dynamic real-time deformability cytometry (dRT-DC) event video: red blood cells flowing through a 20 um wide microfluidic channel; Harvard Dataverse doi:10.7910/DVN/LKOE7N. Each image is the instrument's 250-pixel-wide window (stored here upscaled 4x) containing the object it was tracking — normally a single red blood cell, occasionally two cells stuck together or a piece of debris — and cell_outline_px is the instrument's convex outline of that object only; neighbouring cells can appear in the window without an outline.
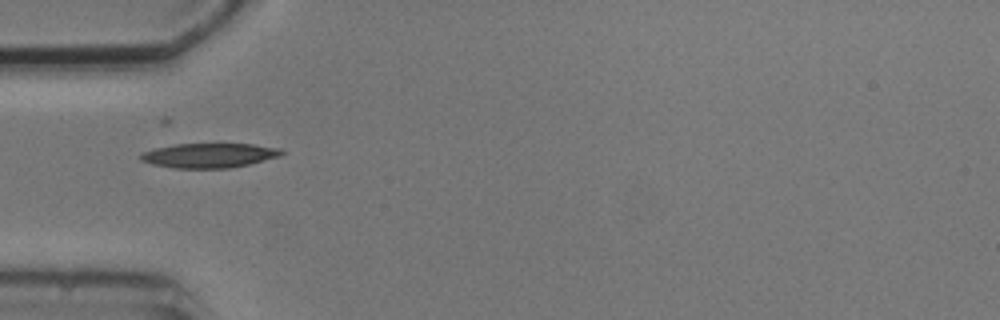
{"species": "common noctule bat (a hibernating species)", "species_latin": "Nyctalus noctula", "temperature_condition": "cold", "stored_images_in_passage": 8, "camera_frame_rate_fps": 3000, "um_per_image_px": 0.085, "animal": {"sex": "male", "body_mass_g": 20.5, "forearm_length_mm": 52.5}, "frame": {"image": 1, "passage_image": 3, "time_ms": 2.333, "image_size_px": [1000, 320], "cell_outline_px": [[284, 152], [280, 156], [248, 164], [228, 168], [172, 168], [152, 164], [140, 160], [140, 152], [156, 148], [176, 144], [252, 144], [280, 148]], "centroid_in_image_um": [17.75, 13.21], "position_along_channel_um": 67.3, "area_um2": 20.06}}
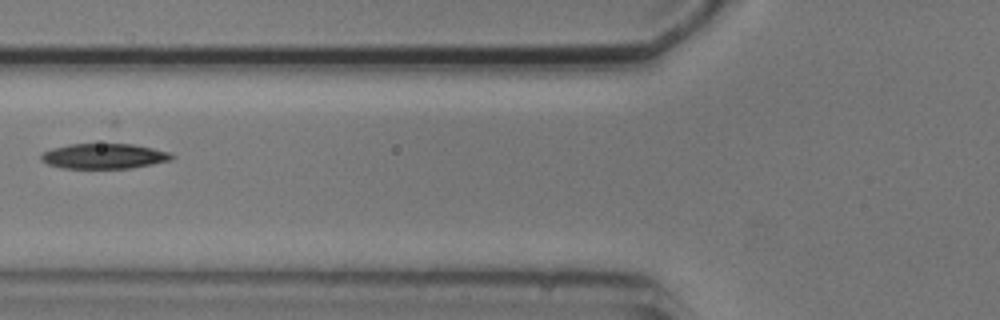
{"frame": {"image": 2, "passage_image": 4, "time_ms": 3.667, "image_size_px": [1000, 320], "cell_outline_px": [[176, 156], [172, 160], [132, 168], [60, 168], [48, 164], [40, 160], [40, 152], [52, 148], [68, 144], [112, 140], [152, 148], [168, 152]], "centroid_in_image_um": [8.8, 13.22], "position_along_channel_um": 117.0, "area_um2": 20.23}}
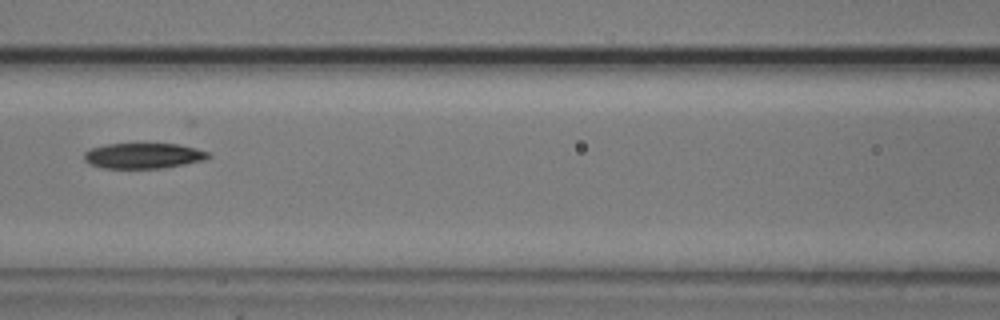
{"frame": {"image": 3, "passage_image": 5, "time_ms": 4.667, "image_size_px": [1000, 320], "cell_outline_px": [[212, 156], [204, 160], [164, 168], [104, 168], [88, 164], [84, 160], [84, 152], [92, 148], [108, 144], [176, 144], [196, 148], [208, 152]], "centroid_in_image_um": [12.18, 13.24], "position_along_channel_um": 154.4, "area_um2": 18.38}}